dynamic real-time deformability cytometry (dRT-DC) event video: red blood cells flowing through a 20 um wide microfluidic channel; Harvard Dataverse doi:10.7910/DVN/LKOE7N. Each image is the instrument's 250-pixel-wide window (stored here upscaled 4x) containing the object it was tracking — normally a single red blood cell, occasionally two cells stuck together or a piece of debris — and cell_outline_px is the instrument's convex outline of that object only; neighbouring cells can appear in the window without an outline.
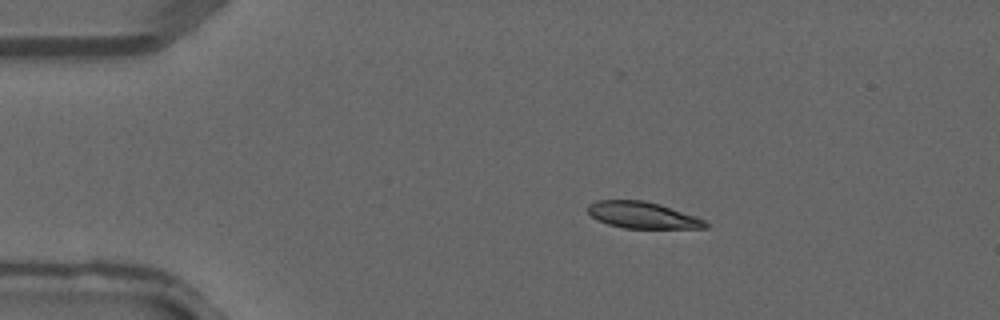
{"species": "common noctule bat (a hibernating species)", "species_latin": "Nyctalus noctula", "temperature_condition": "warm", "stored_images_in_passage": 2, "camera_frame_rate_fps": 3000, "um_per_image_px": 0.085, "animal": {"sex": "male", "forearm_length_mm": 52.5}, "frame": {"image": 1, "passage_image": 1, "time_ms": 0.0, "image_size_px": [1000, 320], "cell_outline_px": [[712, 224], [708, 228], [624, 228], [608, 224], [596, 220], [588, 212], [588, 204], [596, 200], [644, 200], [660, 204], [704, 220]], "centroid_in_image_um": [54.6, 18.29], "position_along_channel_um": 30.4, "area_um2": 18.15}}